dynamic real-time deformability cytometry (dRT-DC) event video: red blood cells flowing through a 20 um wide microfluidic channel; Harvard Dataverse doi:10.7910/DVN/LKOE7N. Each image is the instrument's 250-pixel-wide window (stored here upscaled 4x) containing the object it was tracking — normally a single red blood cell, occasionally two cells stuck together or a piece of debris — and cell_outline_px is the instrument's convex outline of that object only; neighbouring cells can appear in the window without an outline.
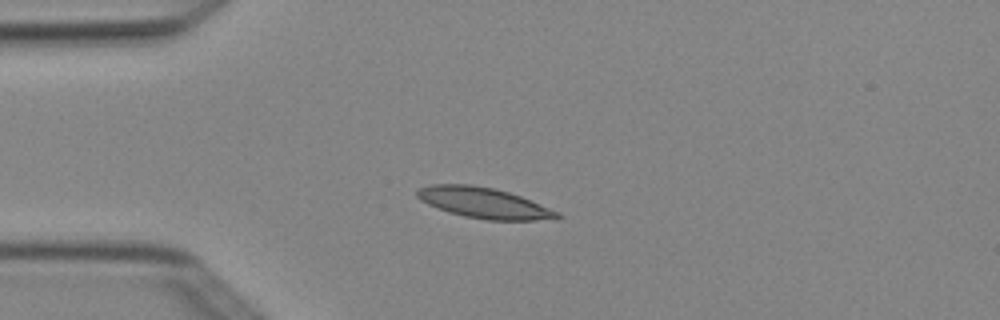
{"species": "Egyptian fruit bat (a non-hibernating species)", "species_latin": "Rousettus aegyptiacus", "temperature_condition": "cold", "stored_images_in_passage": 3, "camera_frame_rate_fps": 3000, "um_per_image_px": 0.085, "animal": {"sex": "female"}, "frame": {"image": 1, "passage_image": 1, "time_ms": 0.0, "image_size_px": [1000, 320], "cell_outline_px": [[564, 216], [560, 220], [488, 220], [464, 216], [448, 212], [428, 204], [420, 200], [416, 196], [416, 188], [428, 184], [468, 184], [496, 188], [520, 196], [560, 212]], "centroid_in_image_um": [41.15, 17.25], "position_along_channel_um": 43.8, "area_um2": 25.37}}
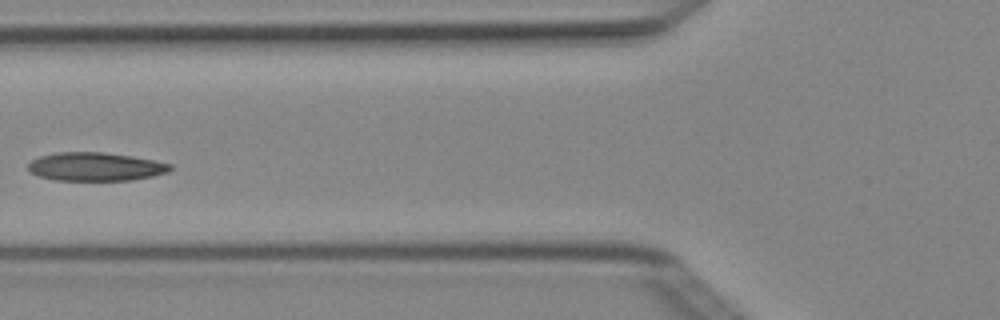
{"frame": {"image": 2, "passage_image": 3, "time_ms": 0.667, "image_size_px": [1000, 320], "cell_outline_px": [[172, 168], [168, 172], [152, 176], [132, 180], [56, 180], [40, 176], [32, 172], [28, 168], [28, 164], [32, 160], [40, 156], [56, 152], [104, 152], [132, 156], [156, 160], [172, 164]], "centroid_in_image_um": [8.15, 14.16], "position_along_channel_um": 117.6, "area_um2": 23.52}}